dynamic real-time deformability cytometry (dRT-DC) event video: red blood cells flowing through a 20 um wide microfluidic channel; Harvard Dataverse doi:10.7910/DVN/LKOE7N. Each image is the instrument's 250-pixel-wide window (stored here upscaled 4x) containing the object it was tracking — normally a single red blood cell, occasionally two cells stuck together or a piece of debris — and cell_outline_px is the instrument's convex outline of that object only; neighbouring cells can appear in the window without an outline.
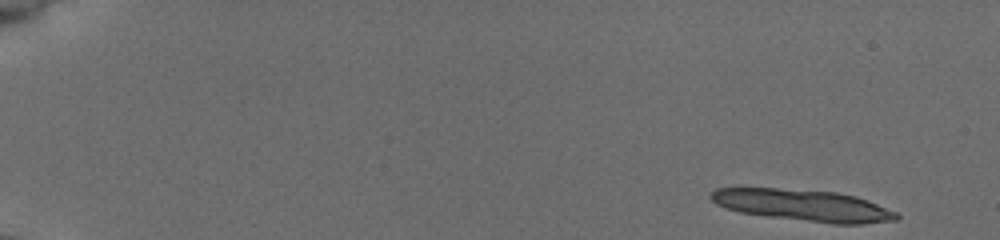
{"species": "common noctule bat (a hibernating species)", "species_latin": "Nyctalus noctula", "temperature_condition": "cold", "stored_images_in_passage": 15, "camera_frame_rate_fps": 3000, "um_per_image_px": 0.085, "animal": {"sex": "female", "body_mass_g": 19.5, "forearm_length_mm": 54.1}, "frame": {"image": 1, "passage_image": 1, "time_ms": 0.0, "image_size_px": [1000, 240], "cell_outline_px": [[900, 220], [860, 224], [832, 224], [740, 212], [716, 204], [708, 196], [716, 188], [776, 188], [836, 192], [856, 196], [868, 200], [896, 212], [900, 216]], "centroid_in_image_um": [68.31, 17.45], "position_along_channel_um": 16.7, "area_um2": 33.99}}